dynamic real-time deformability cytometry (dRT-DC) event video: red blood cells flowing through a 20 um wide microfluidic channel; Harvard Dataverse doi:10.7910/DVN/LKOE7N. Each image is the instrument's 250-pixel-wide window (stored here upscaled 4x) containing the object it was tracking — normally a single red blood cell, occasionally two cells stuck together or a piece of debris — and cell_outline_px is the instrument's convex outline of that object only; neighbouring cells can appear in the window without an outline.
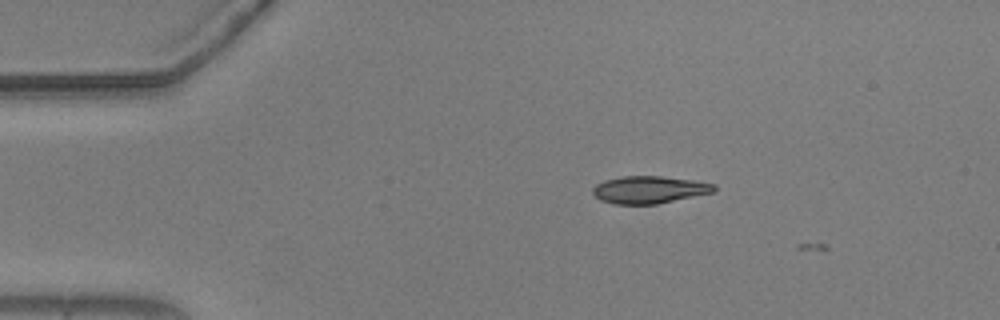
{"species": "common noctule bat (a hibernating species)", "species_latin": "Nyctalus noctula", "temperature_condition": "warm", "stored_images_in_passage": 2, "camera_frame_rate_fps": 3000, "um_per_image_px": 0.085, "animal": {"sex": "male", "body_mass_g": 20.5, "forearm_length_mm": 52.5}, "frame": {"image": 1, "passage_image": 1, "time_ms": 0.0, "image_size_px": [1000, 320], "cell_outline_px": [[716, 192], [656, 204], [612, 204], [600, 200], [592, 192], [592, 188], [596, 184], [604, 180], [624, 176], [660, 176], [692, 180], [716, 184]], "centroid_in_image_um": [55.19, 16.13], "position_along_channel_um": 29.8, "area_um2": 19.42}}